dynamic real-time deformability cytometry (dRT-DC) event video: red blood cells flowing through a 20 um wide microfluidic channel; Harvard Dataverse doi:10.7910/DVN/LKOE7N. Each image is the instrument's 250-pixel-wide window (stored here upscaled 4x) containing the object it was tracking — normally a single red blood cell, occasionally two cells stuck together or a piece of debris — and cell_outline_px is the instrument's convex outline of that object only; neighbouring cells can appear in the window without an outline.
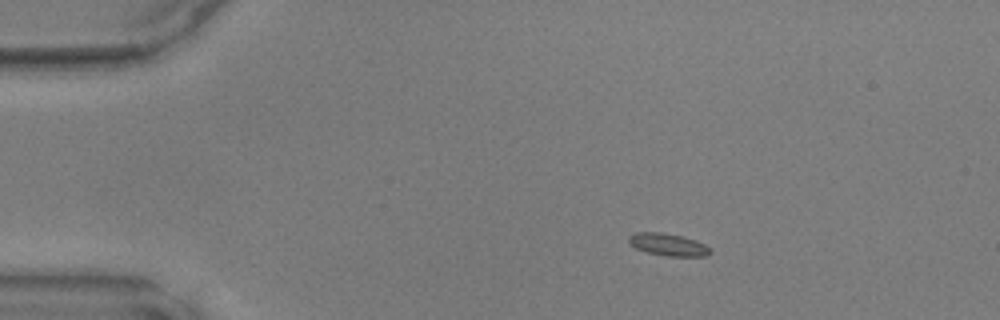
{"species": "common noctule bat (a hibernating species)", "species_latin": "Nyctalus noctula", "temperature_condition": "warm", "stored_images_in_passage": 41, "camera_frame_rate_fps": 3000, "um_per_image_px": 0.085, "animal": {"sex": "male", "body_mass_g": 17.9, "forearm_length_mm": 54.2}, "frame": {"image": 1, "passage_image": 1, "time_ms": 0.0, "image_size_px": [1000, 320], "cell_outline_px": [[712, 252], [704, 256], [668, 256], [648, 252], [636, 248], [628, 240], [628, 236], [636, 232], [660, 232], [680, 236], [696, 240], [704, 244]], "centroid_in_image_um": [56.78, 20.78], "position_along_channel_um": 28.2, "area_um2": 10.35}}